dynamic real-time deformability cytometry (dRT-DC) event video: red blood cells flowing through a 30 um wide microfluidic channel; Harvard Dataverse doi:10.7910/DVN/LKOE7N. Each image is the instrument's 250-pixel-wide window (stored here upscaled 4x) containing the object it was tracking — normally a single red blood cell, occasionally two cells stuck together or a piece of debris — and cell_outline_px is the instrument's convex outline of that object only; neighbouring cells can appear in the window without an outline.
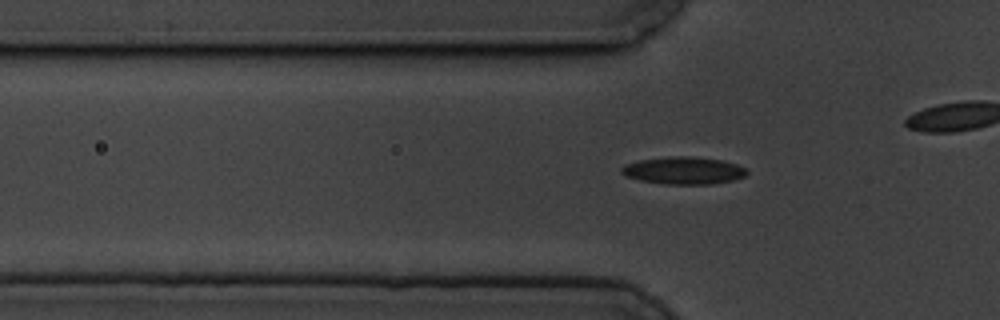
{"species": "common noctule bat (a hibernating species)", "species_latin": "Nyctalus noctula", "temperature_condition": "cold", "stored_images_in_passage": 54, "camera_frame_rate_fps": 3000, "um_per_image_px": 0.085, "animal": {"sex": "male", "body_mass_g": 19.5, "forearm_length_mm": 54.6}, "frame": {"image": 1, "passage_image": 18, "time_ms": 5.667, "image_size_px": [1000, 320], "cell_outline_px": [[748, 172], [744, 176], [732, 180], [712, 184], [664, 184], [640, 180], [624, 176], [620, 172], [620, 168], [624, 164], [640, 160], [668, 156], [692, 156], [724, 160], [736, 164], [744, 168]], "centroid_in_image_um": [58.06, 14.49], "position_along_channel_um": 67.7, "area_um2": 20.11}}
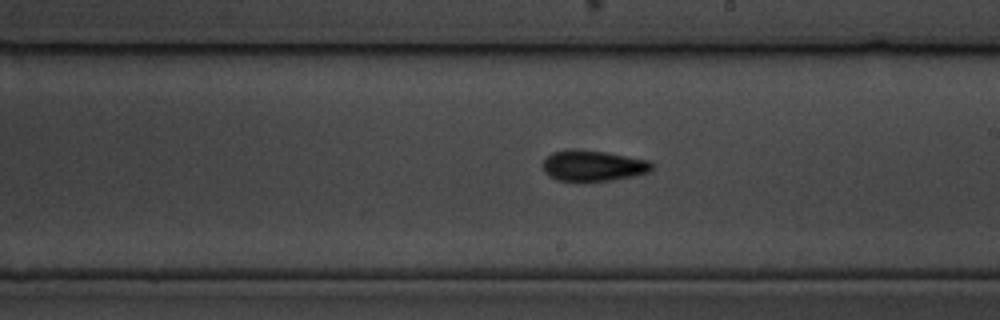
{"frame": {"image": 2, "passage_image": 33, "time_ms": 10.667, "image_size_px": [1000, 320], "cell_outline_px": [[656, 168], [648, 172], [636, 176], [588, 184], [580, 184], [556, 180], [548, 176], [544, 172], [544, 160], [552, 152], [604, 152], [648, 160], [656, 164]], "centroid_in_image_um": [50.48, 14.19], "position_along_channel_um": 238.5, "area_um2": 19.77}}
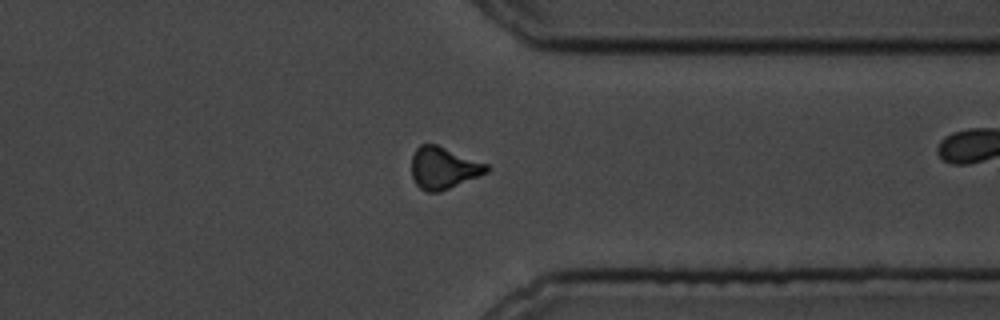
{"frame": {"image": 3, "passage_image": 45, "time_ms": 14.667, "image_size_px": [1000, 320], "cell_outline_px": [[492, 168], [488, 172], [480, 176], [440, 192], [424, 192], [416, 184], [412, 176], [412, 156], [416, 148], [420, 144], [436, 144], [488, 164]], "centroid_in_image_um": [37.71, 14.29], "position_along_channel_um": 373.7, "area_um2": 18.5}}